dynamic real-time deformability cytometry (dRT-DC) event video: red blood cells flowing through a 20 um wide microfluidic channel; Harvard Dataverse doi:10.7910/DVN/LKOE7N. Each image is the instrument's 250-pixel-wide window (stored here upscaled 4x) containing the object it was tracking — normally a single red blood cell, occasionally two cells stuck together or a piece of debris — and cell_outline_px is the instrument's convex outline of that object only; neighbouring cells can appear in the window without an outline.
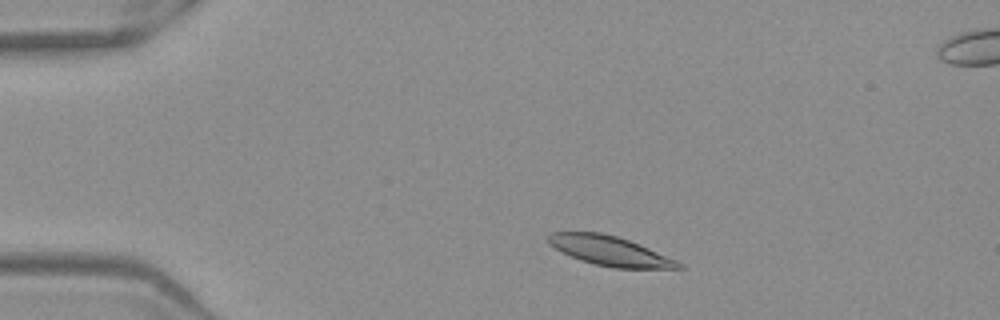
{"species": "Egyptian fruit bat (a non-hibernating species)", "species_latin": "Rousettus aegyptiacus", "temperature_condition": "warm", "stored_images_in_passage": 49, "segment_of_instrument_passage": [1, 2], "camera_frame_rate_fps": 3000, "um_per_image_px": 0.085, "frame": {"image": 1, "passage_image": 6, "time_ms": 1.667, "image_size_px": [1000, 320], "cell_outline_px": [[684, 268], [612, 268], [580, 260], [548, 244], [548, 232], [600, 232], [616, 236], [628, 240], [648, 248], [676, 260], [684, 264]], "centroid_in_image_um": [51.83, 21.32], "position_along_channel_um": 33.2, "area_um2": 22.08}}
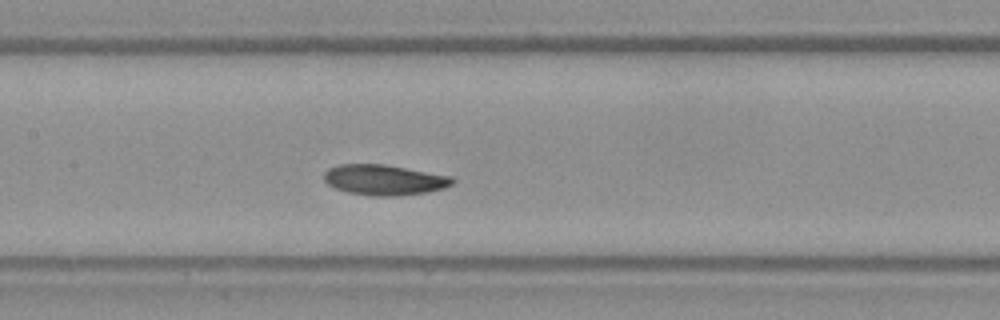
{"frame": {"image": 2, "passage_image": 21, "time_ms": 6.667, "image_size_px": [1000, 320], "cell_outline_px": [[456, 180], [452, 184], [444, 188], [428, 192], [396, 196], [372, 196], [348, 192], [336, 188], [328, 184], [324, 180], [324, 172], [328, 168], [340, 164], [384, 164], [452, 176]], "centroid_in_image_um": [32.67, 15.29], "position_along_channel_um": 174.7, "area_um2": 22.83}}
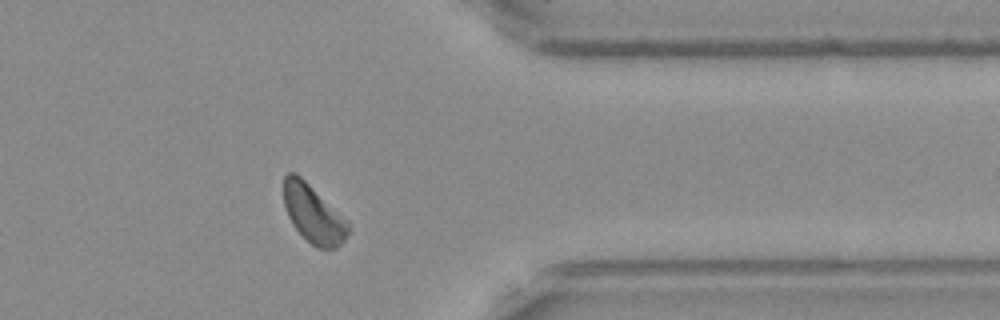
{"frame": {"image": 3, "passage_image": 38, "time_ms": 12.333, "image_size_px": [1000, 320], "cell_outline_px": [[348, 232], [344, 240], [336, 248], [316, 248], [292, 224], [288, 216], [284, 204], [284, 176], [288, 172], [296, 172], [348, 220]], "centroid_in_image_um": [26.63, 18.16], "position_along_channel_um": 384.8, "area_um2": 21.5}}